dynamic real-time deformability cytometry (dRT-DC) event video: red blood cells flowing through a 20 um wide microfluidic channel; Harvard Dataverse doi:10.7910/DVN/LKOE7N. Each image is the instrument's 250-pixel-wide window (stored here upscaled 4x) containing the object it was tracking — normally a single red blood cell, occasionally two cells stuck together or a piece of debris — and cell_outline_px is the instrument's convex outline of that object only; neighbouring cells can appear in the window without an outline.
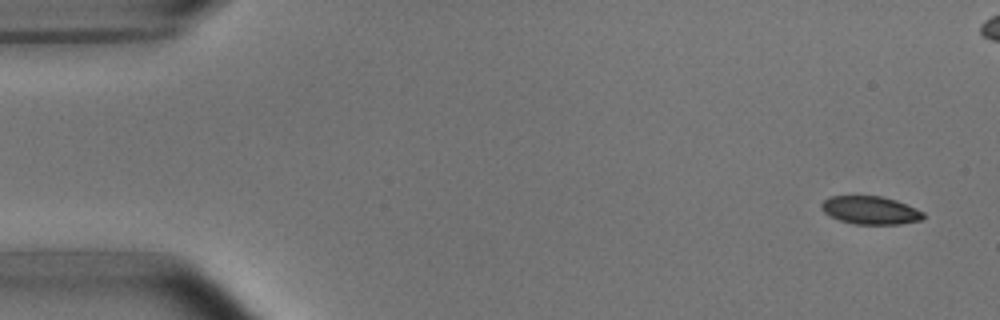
{"species": "common noctule bat (a hibernating species)", "species_latin": "Nyctalus noctula", "temperature_condition": "room temperature", "stored_images_in_passage": 5, "camera_frame_rate_fps": 3000, "um_per_image_px": 0.085, "animal": {"sex": "male", "body_mass_g": 15.6}, "frame": {"image": 1, "passage_image": 1, "time_ms": 0.0, "image_size_px": [1000, 320], "cell_outline_px": [[924, 220], [900, 224], [856, 224], [840, 220], [824, 212], [820, 208], [820, 204], [824, 200], [832, 196], [880, 196], [896, 200], [924, 212]], "centroid_in_image_um": [74.0, 17.87], "position_along_channel_um": 11.0, "area_um2": 16.59}}